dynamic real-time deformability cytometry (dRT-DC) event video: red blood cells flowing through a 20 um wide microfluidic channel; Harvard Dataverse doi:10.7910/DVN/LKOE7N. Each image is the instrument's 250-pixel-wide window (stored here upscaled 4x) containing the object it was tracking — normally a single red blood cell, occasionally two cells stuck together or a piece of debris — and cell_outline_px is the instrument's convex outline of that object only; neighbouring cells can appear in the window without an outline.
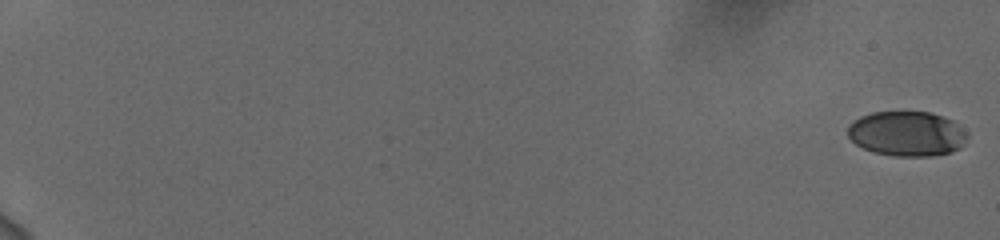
{"species": "human", "species_latin": "Homo sapiens", "temperature_condition": "cold", "stored_images_in_passage": 59, "camera_frame_rate_fps": 3000, "um_per_image_px": 0.085, "donor": {"sex": "female"}, "frame": {"image": 1, "passage_image": 1, "time_ms": 0.0, "image_size_px": [1000, 240], "cell_outline_px": [[968, 136], [964, 144], [960, 148], [952, 152], [936, 156], [892, 156], [872, 152], [856, 144], [848, 136], [848, 124], [860, 116], [872, 112], [928, 112], [952, 120]], "centroid_in_image_um": [77.06, 11.38], "position_along_channel_um": 7.9, "area_um2": 31.27}}
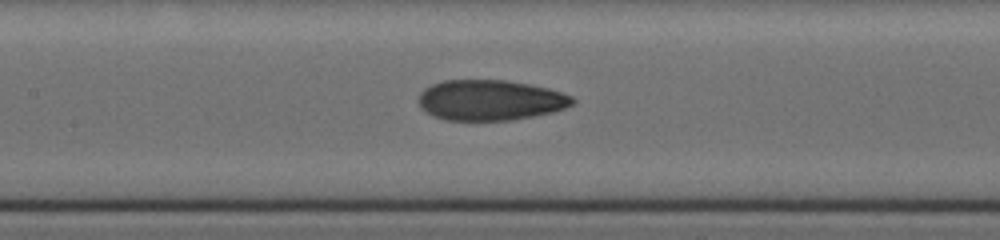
{"frame": {"image": 2, "passage_image": 32, "time_ms": 10.333, "image_size_px": [1000, 240], "cell_outline_px": [[576, 100], [572, 104], [564, 108], [552, 112], [512, 120], [444, 120], [420, 108], [420, 92], [424, 88], [432, 84], [444, 80], [504, 80], [528, 84], [548, 88], [572, 96]], "centroid_in_image_um": [41.67, 8.51], "position_along_channel_um": 165.7, "area_um2": 36.07}}
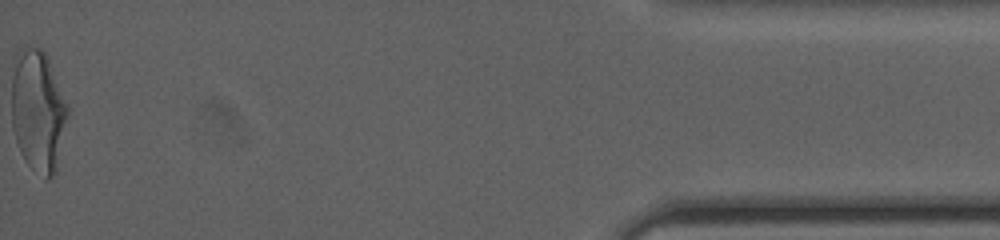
{"frame": {"image": 3, "passage_image": 59, "time_ms": 19.333, "image_size_px": [1000, 240], "cell_outline_px": [[68, 116], [56, 172], [48, 180], [44, 180], [24, 160], [20, 152], [12, 128], [12, 76], [20, 48], [24, 44], [40, 48], [44, 52], [48, 60], [68, 108]], "centroid_in_image_um": [3.22, 9.47], "position_along_channel_um": 432.0, "area_um2": 39.59}, "authors_computed_cell_mechanics": {"area_um2": 35.6626, "velocity_mm_per_s": 3.7646, "shape_relaxation_time_tau1_ms": 6.7622, "shape_relaxation_time_tau2_ms": 1.4861, "deformation_change_tau1": 0.2096, "deformation_change_tau2": 0.0785}}